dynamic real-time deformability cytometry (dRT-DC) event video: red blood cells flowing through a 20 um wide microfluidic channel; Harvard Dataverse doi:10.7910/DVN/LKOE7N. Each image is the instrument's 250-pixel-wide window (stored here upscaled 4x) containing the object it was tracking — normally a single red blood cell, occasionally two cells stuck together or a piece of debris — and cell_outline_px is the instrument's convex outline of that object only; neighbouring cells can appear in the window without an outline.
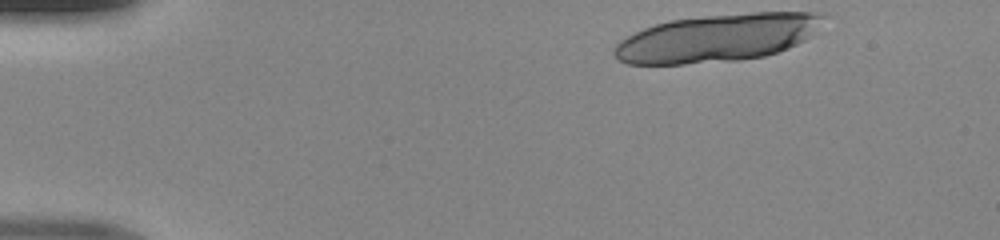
{"species": "human", "species_latin": "Homo sapiens", "temperature_condition": "room temperature", "stored_images_in_passage": 12, "camera_frame_rate_fps": 3000, "um_per_image_px": 0.085, "donor": {"sex": "male"}, "frame": {"image": 1, "passage_image": 1, "time_ms": 0.0, "image_size_px": [1000, 240], "cell_outline_px": [[828, 16], [804, 40], [788, 48], [764, 56], [740, 60], [684, 64], [628, 64], [616, 60], [612, 52], [616, 44], [620, 40], [644, 28], [656, 24], [672, 20], [704, 16], [752, 12], [824, 12]], "centroid_in_image_um": [60.95, 3.22], "position_along_channel_um": 24.0, "area_um2": 58.03}}